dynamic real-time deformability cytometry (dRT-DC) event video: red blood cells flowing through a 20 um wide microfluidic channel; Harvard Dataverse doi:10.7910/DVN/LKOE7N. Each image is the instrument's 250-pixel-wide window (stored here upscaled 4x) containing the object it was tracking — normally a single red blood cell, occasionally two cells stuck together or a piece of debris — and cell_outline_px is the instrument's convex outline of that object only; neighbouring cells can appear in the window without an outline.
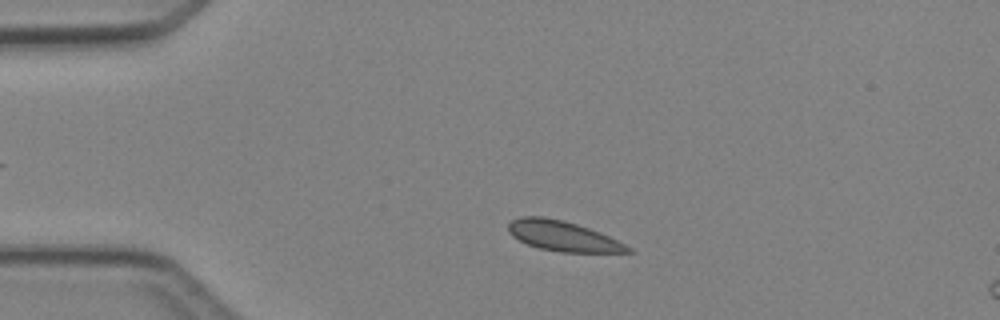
{"species": "Egyptian fruit bat (a non-hibernating species)", "species_latin": "Rousettus aegyptiacus", "temperature_condition": "cold", "stored_images_in_passage": 4, "camera_frame_rate_fps": 3000, "um_per_image_px": 0.085, "animal": {"sex": "female"}, "frame": {"image": 1, "passage_image": 2, "time_ms": 1.0, "image_size_px": [1000, 320], "cell_outline_px": [[636, 252], [560, 252], [540, 248], [528, 244], [512, 236], [508, 232], [508, 224], [512, 220], [524, 216], [544, 216], [564, 220], [600, 232], [632, 248]], "centroid_in_image_um": [47.83, 20.06], "position_along_channel_um": 37.2, "area_um2": 20.81}}